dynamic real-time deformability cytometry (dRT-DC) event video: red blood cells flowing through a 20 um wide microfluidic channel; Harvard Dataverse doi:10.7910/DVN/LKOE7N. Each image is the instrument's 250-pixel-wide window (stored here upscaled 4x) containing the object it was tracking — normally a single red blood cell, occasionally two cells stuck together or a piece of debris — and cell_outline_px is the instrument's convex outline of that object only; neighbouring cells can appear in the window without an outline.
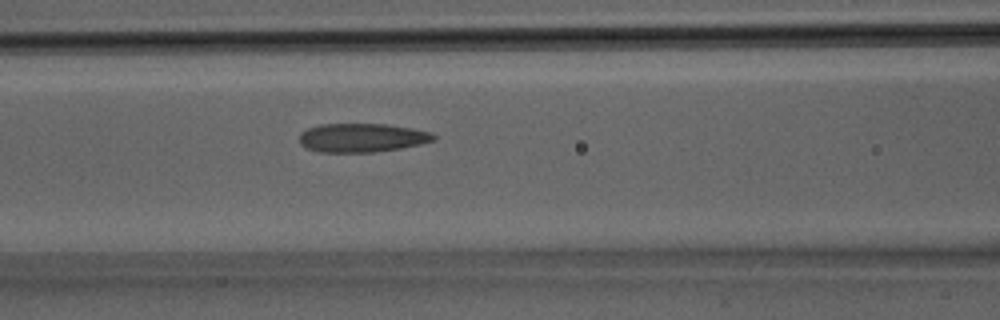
{"species": "Egyptian fruit bat (a non-hibernating species)", "species_latin": "Rousettus aegyptiacus", "temperature_condition": "room temperature", "stored_images_in_passage": 15, "camera_frame_rate_fps": 3000, "um_per_image_px": 0.085, "animal": {"sex": "male"}, "frame": {"image": 1, "passage_image": 13, "time_ms": 4.0, "image_size_px": [1000, 320], "cell_outline_px": [[436, 140], [420, 144], [400, 148], [376, 152], [320, 152], [308, 148], [300, 144], [300, 132], [308, 128], [320, 124], [388, 124], [412, 128], [432, 132], [436, 136]], "centroid_in_image_um": [30.79, 11.7], "position_along_channel_um": 135.8, "area_um2": 22.6}}
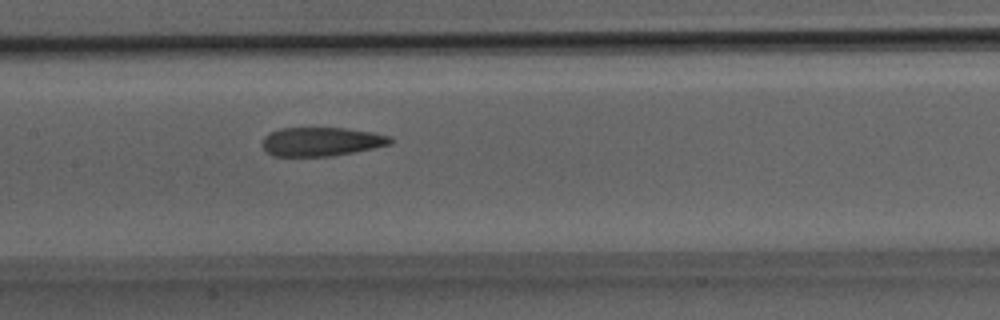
{"frame": {"image": 2, "passage_image": 15, "time_ms": 4.667, "image_size_px": [1000, 320], "cell_outline_px": [[392, 144], [332, 156], [272, 156], [260, 144], [264, 136], [268, 132], [280, 128], [344, 128], [372, 132], [388, 136], [392, 140]], "centroid_in_image_um": [27.25, 12.03], "position_along_channel_um": 180.2, "area_um2": 21.5}}